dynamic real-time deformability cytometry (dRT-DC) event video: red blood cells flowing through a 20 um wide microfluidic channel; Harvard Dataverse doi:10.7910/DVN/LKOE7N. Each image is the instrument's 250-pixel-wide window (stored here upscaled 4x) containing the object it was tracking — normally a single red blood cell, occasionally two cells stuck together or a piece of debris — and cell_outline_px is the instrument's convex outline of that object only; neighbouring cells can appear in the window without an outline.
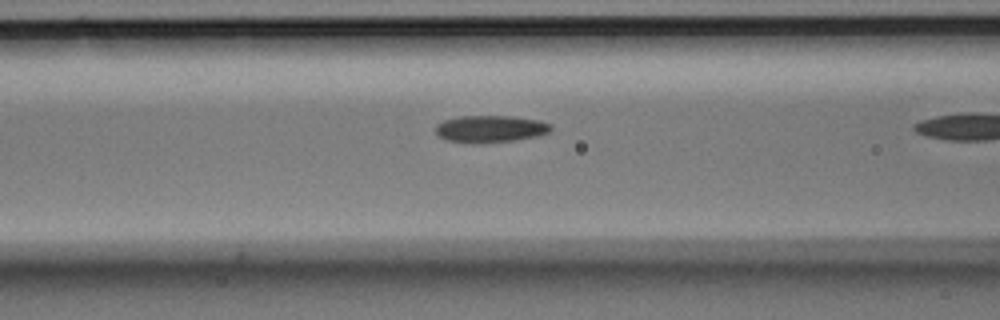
{"species": "Egyptian fruit bat (a non-hibernating species)", "species_latin": "Rousettus aegyptiacus", "temperature_condition": "room temperature", "stored_images_in_passage": 20, "segment_of_instrument_passage": [2, 2], "camera_frame_rate_fps": 3000, "um_per_image_px": 0.085, "animal": {"sex": "male"}, "frame": {"image": 1, "passage_image": 19, "time_ms": 6.0, "image_size_px": [1000, 320], "cell_outline_px": [[552, 128], [548, 132], [536, 136], [512, 140], [480, 144], [472, 144], [444, 140], [436, 132], [436, 124], [444, 120], [460, 116], [512, 116], [540, 120], [552, 124]], "centroid_in_image_um": [41.66, 10.96], "position_along_channel_um": 124.9, "area_um2": 18.32}}